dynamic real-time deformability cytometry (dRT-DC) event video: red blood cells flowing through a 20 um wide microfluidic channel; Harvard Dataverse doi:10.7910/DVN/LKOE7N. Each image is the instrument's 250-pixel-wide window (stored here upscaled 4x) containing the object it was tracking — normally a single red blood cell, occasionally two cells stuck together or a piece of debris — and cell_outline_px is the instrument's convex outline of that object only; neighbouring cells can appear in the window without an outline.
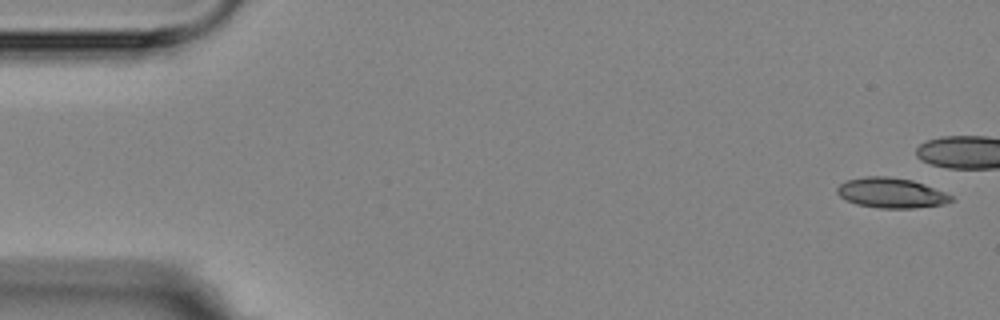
{"species": "Egyptian fruit bat (a non-hibernating species)", "species_latin": "Rousettus aegyptiacus", "temperature_condition": "room temperature", "stored_images_in_passage": 8, "camera_frame_rate_fps": 3000, "um_per_image_px": 0.085, "animal": {"sex": "female"}, "frame": {"image": 1, "passage_image": 1, "time_ms": 0.0, "image_size_px": [1000, 320], "cell_outline_px": [[956, 200], [944, 204], [912, 208], [880, 208], [856, 204], [840, 196], [836, 192], [836, 188], [840, 184], [848, 180], [868, 176], [888, 176], [912, 180], [924, 184], [944, 192], [952, 196]], "centroid_in_image_um": [75.77, 16.4], "position_along_channel_um": 9.2, "area_um2": 19.88}}
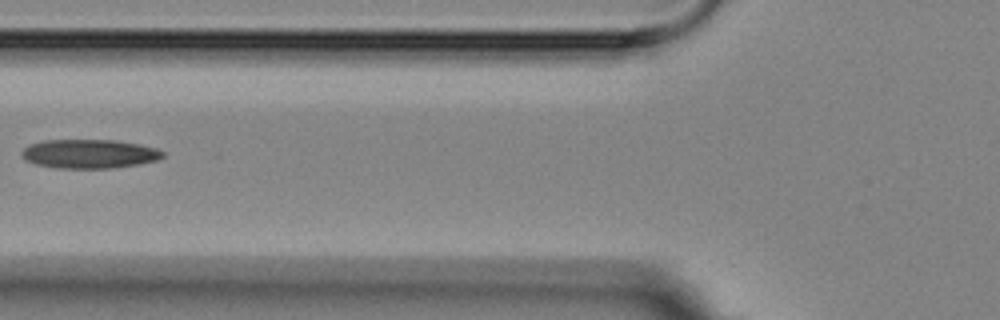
{"frame": {"image": 2, "passage_image": 7, "time_ms": 7.667, "image_size_px": [1000, 320], "cell_outline_px": [[164, 156], [160, 160], [140, 164], [112, 168], [56, 168], [36, 164], [24, 160], [20, 152], [28, 144], [44, 140], [116, 140], [140, 144], [156, 148], [164, 152]], "centroid_in_image_um": [7.6, 13.07], "position_along_channel_um": 118.2, "area_um2": 24.1}}
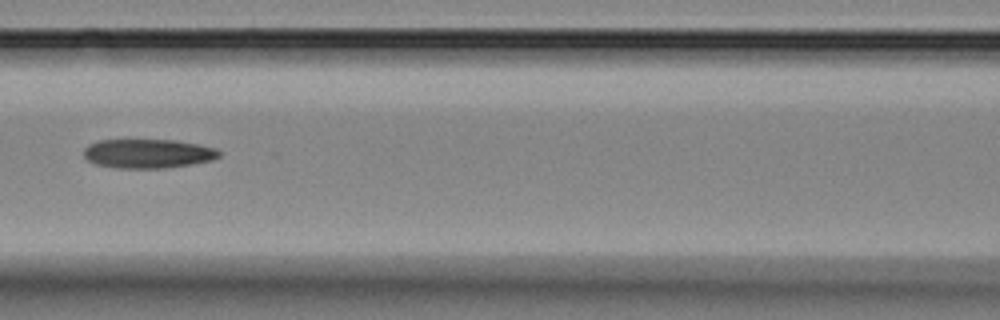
{"frame": {"image": 3, "passage_image": 8, "time_ms": 8.667, "image_size_px": [1000, 320], "cell_outline_px": [[220, 156], [212, 160], [192, 164], [164, 168], [116, 168], [96, 164], [88, 160], [84, 156], [84, 148], [88, 144], [100, 140], [176, 140], [216, 148], [220, 152]], "centroid_in_image_um": [12.57, 13.05], "position_along_channel_um": 154.0, "area_um2": 22.95}}